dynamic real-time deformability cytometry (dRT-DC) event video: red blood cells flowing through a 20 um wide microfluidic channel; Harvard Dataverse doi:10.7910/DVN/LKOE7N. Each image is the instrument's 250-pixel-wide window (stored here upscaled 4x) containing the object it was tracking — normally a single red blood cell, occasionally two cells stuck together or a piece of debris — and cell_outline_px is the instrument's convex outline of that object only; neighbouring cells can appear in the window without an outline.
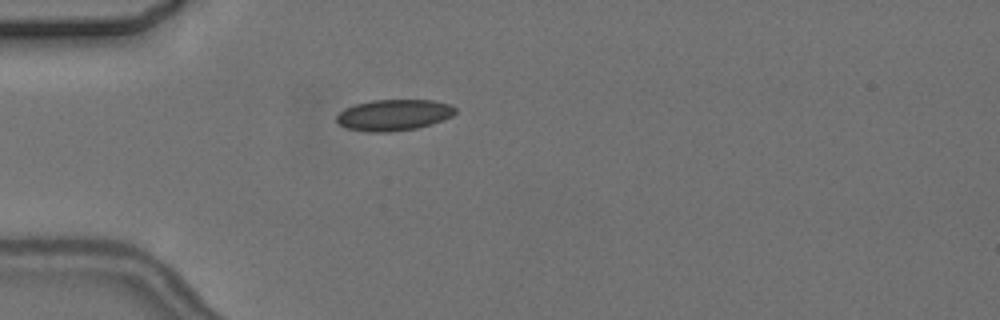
{"species": "common noctule bat (a hibernating species)", "species_latin": "Nyctalus noctula", "temperature_condition": "cold", "stored_images_in_passage": 4, "camera_frame_rate_fps": 3000, "um_per_image_px": 0.085, "animal": {"sex": "female", "body_mass_g": 24.6, "forearm_length_mm": 56.2}, "frame": {"image": 1, "passage_image": 4, "time_ms": 5.0, "image_size_px": [1000, 320], "cell_outline_px": [[456, 112], [452, 116], [416, 128], [388, 132], [368, 132], [348, 128], [340, 124], [336, 120], [336, 116], [344, 108], [356, 104], [372, 100], [432, 100], [452, 104], [456, 108]], "centroid_in_image_um": [33.47, 9.76], "position_along_channel_um": 51.5, "area_um2": 21.39}}